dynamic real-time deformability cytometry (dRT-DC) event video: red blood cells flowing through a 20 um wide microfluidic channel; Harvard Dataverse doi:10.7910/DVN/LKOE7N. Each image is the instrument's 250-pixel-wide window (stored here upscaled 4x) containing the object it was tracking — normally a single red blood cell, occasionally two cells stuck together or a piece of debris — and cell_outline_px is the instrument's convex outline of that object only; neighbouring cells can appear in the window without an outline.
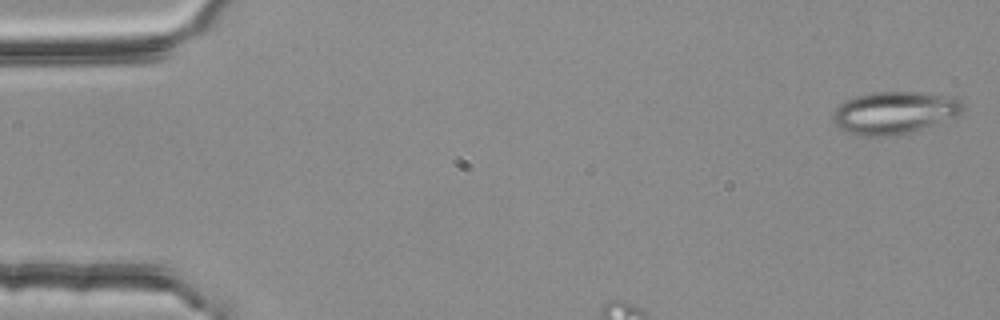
{"species": "common noctule bat (a hibernating species)", "species_latin": "Nyctalus noctula", "temperature_condition": "room temperature", "stored_images_in_passage": 3, "camera_frame_rate_fps": 3000, "um_per_image_px": 0.085, "animal": {"sex": "female", "body_mass_g": 25.1}, "frame": {"image": 1, "passage_image": 1, "time_ms": 0.0, "image_size_px": [1000, 320], "cell_outline_px": [[964, 108], [960, 112], [952, 116], [932, 124], [908, 132], [888, 136], [856, 136], [840, 128], [832, 120], [832, 116], [836, 108], [840, 104], [856, 96], [872, 92], [916, 92], [956, 96], [964, 100]], "centroid_in_image_um": [76.0, 9.55], "position_along_channel_um": 9.0, "area_um2": 31.73}}